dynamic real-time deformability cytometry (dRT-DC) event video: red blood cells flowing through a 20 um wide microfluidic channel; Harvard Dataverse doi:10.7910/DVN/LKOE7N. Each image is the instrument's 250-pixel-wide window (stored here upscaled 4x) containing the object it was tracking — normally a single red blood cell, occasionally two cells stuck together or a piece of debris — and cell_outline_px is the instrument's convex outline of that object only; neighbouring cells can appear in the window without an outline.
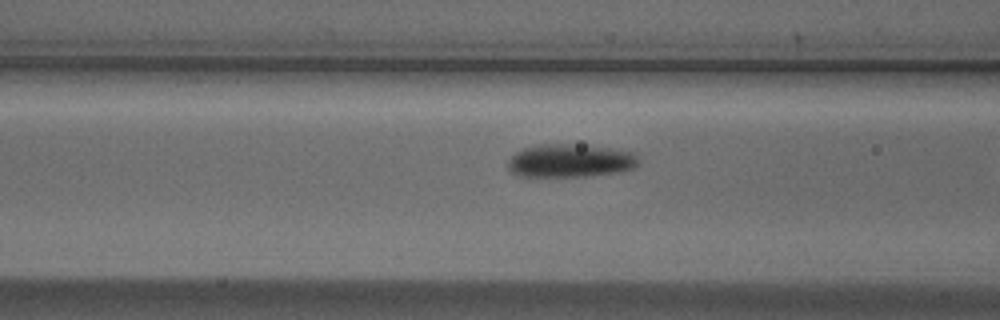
{"species": "Egyptian fruit bat (a non-hibernating species)", "species_latin": "Rousettus aegyptiacus", "temperature_condition": "cold", "stored_images_in_passage": 16, "camera_frame_rate_fps": 3000, "um_per_image_px": 0.085, "animal": {"sex": "male"}, "frame": {"image": 1, "passage_image": 14, "time_ms": 4.333, "image_size_px": [1000, 320], "cell_outline_px": [[640, 160], [636, 168], [620, 172], [584, 176], [520, 176], [512, 172], [508, 168], [508, 160], [516, 152], [524, 148], [540, 144], [568, 144], [608, 148], [636, 152]], "centroid_in_image_um": [48.51, 13.66], "position_along_channel_um": 118.1, "area_um2": 25.26}}